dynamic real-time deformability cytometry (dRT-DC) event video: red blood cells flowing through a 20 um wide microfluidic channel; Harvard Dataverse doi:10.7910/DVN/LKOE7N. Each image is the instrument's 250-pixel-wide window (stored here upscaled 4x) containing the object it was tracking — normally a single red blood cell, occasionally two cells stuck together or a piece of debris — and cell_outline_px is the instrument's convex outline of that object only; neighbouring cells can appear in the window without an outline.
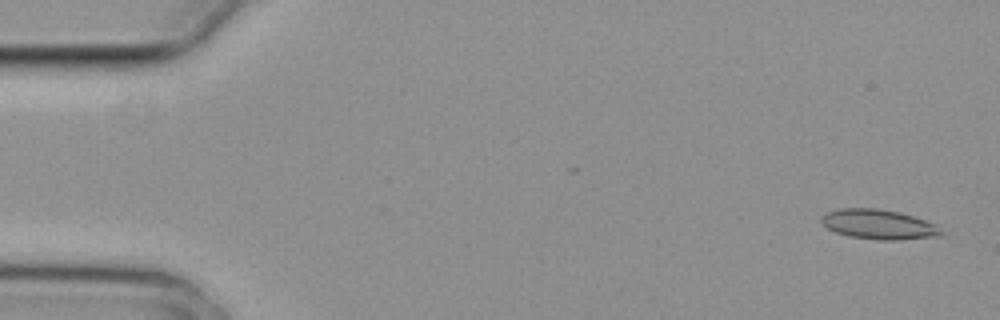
{"species": "common noctule bat (a hibernating species)", "species_latin": "Nyctalus noctula", "temperature_condition": "cold", "stored_images_in_passage": 4, "camera_frame_rate_fps": 3000, "um_per_image_px": 0.085, "animal": {"sex": "female", "body_mass_g": 29.2, "forearm_length_mm": 56.3}, "frame": {"image": 1, "passage_image": 1, "time_ms": 0.0, "image_size_px": [1000, 320], "cell_outline_px": [[944, 232], [940, 236], [900, 240], [880, 240], [848, 236], [836, 232], [828, 228], [820, 220], [820, 216], [828, 212], [840, 208], [876, 208], [900, 212], [936, 224]], "centroid_in_image_um": [74.7, 19.07], "position_along_channel_um": 10.3, "area_um2": 20.81}}
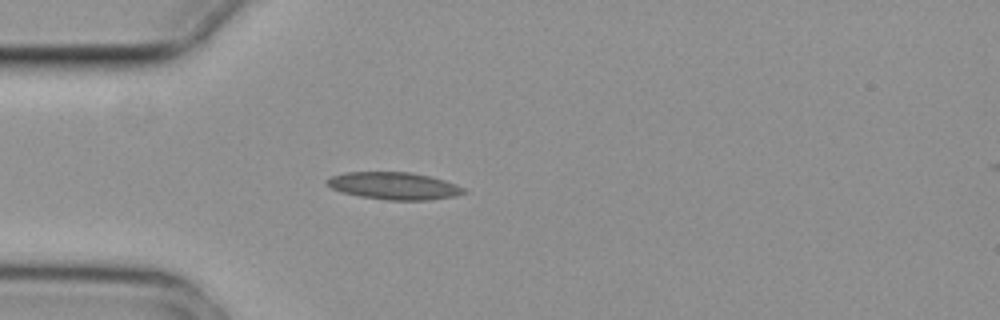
{"frame": {"image": 2, "passage_image": 4, "time_ms": 1.0, "image_size_px": [1000, 320], "cell_outline_px": [[468, 192], [456, 196], [428, 200], [388, 200], [360, 196], [340, 192], [332, 188], [324, 180], [332, 176], [344, 172], [412, 172], [444, 180], [456, 184], [464, 188]], "centroid_in_image_um": [33.5, 15.8], "position_along_channel_um": 51.5, "area_um2": 21.79}}